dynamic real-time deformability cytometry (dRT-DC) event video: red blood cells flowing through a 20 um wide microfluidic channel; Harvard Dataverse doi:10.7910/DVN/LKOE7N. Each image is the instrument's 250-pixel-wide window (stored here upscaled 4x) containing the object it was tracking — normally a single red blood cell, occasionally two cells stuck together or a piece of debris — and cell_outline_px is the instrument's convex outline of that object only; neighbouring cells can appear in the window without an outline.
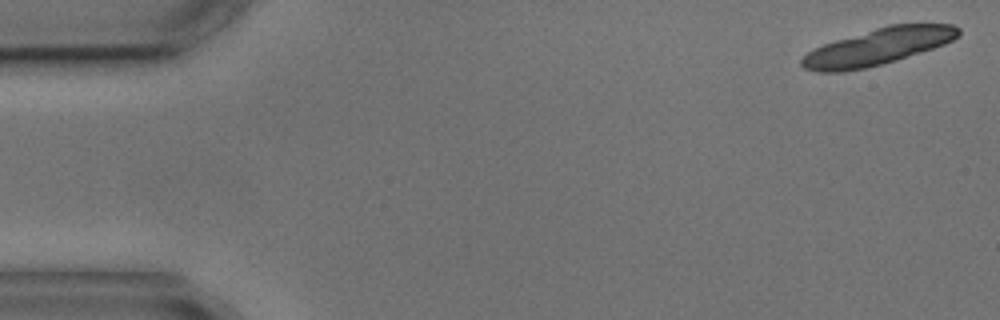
{"species": "common noctule bat (a hibernating species)", "species_latin": "Nyctalus noctula", "temperature_condition": "cold", "stored_images_in_passage": 4, "camera_frame_rate_fps": 3000, "um_per_image_px": 0.085, "animal": {"sex": "male", "body_mass_g": 17.9, "forearm_length_mm": 54.2}, "frame": {"image": 1, "passage_image": 1, "time_ms": 0.0, "image_size_px": [1000, 320], "cell_outline_px": [[960, 36], [944, 44], [896, 60], [868, 68], [844, 72], [816, 72], [804, 68], [800, 64], [800, 60], [808, 52], [824, 44], [836, 40], [888, 24], [952, 24], [960, 28]], "centroid_in_image_um": [74.62, 3.98], "position_along_channel_um": 10.4, "area_um2": 33.23}}